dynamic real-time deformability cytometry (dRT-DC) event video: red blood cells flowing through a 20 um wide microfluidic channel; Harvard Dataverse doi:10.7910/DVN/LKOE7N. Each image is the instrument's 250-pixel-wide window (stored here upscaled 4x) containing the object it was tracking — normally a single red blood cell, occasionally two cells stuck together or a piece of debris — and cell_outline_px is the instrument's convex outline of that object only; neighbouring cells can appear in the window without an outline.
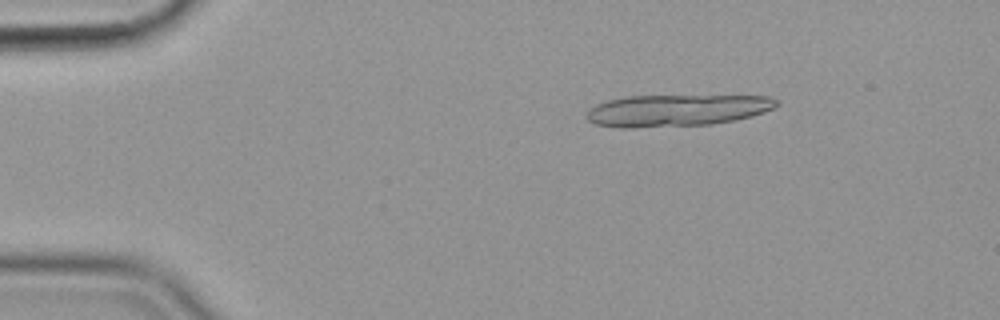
{"species": "common noctule bat (a hibernating species)", "species_latin": "Nyctalus noctula", "temperature_condition": "cold", "stored_images_in_passage": 18, "camera_frame_rate_fps": 3000, "um_per_image_px": 0.085, "animal": {"sex": "female", "body_mass_g": 19.9}, "frame": {"image": 1, "passage_image": 8, "time_ms": 2.333, "image_size_px": [1000, 320], "cell_outline_px": [[780, 104], [764, 112], [752, 116], [712, 124], [628, 128], [620, 128], [596, 124], [588, 120], [588, 112], [596, 104], [608, 100], [628, 96], [768, 96], [780, 100]], "centroid_in_image_um": [57.55, 9.38], "position_along_channel_um": 27.4, "area_um2": 34.97}}